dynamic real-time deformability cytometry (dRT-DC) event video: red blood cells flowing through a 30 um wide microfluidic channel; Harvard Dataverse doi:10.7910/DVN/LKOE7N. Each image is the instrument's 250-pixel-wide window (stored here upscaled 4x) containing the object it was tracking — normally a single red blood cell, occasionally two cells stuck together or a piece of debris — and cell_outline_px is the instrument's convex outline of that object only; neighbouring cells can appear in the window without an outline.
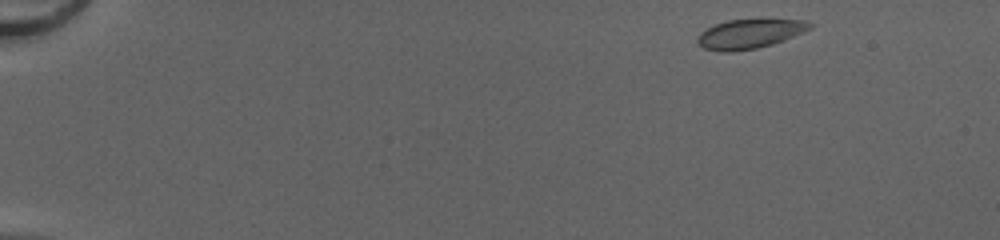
{"species": "common noctule bat (a hibernating species)", "species_latin": "Nyctalus noctula", "temperature_condition": "cold", "stored_images_in_passage": 45, "camera_frame_rate_fps": 3000, "um_per_image_px": 0.085, "animal": {"sex": "female", "body_mass_g": 20.0, "forearm_length_mm": 54.0}, "frame": {"image": 1, "passage_image": 1, "time_ms": 0.0, "image_size_px": [1000, 240], "cell_outline_px": [[812, 28], [804, 32], [772, 44], [756, 48], [728, 52], [720, 52], [704, 48], [696, 40], [700, 32], [716, 24], [728, 20], [808, 20], [812, 24]], "centroid_in_image_um": [63.72, 2.88], "position_along_channel_um": 21.3, "area_um2": 18.9}}
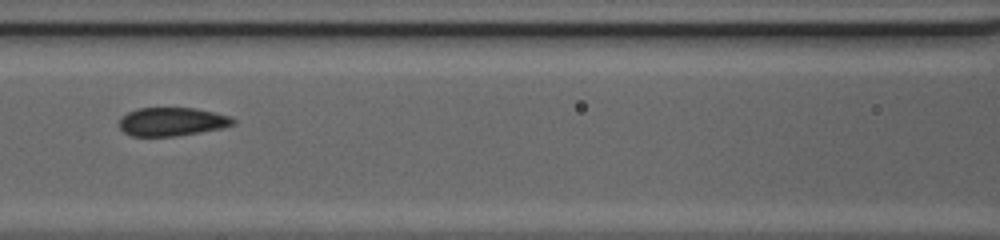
{"frame": {"image": 2, "passage_image": 20, "time_ms": 6.333, "image_size_px": [1000, 240], "cell_outline_px": [[236, 124], [220, 128], [200, 132], [176, 136], [132, 136], [124, 132], [120, 128], [120, 116], [136, 108], [196, 108], [228, 116], [236, 120]], "centroid_in_image_um": [14.59, 10.34], "position_along_channel_um": 152.0, "area_um2": 18.84}}
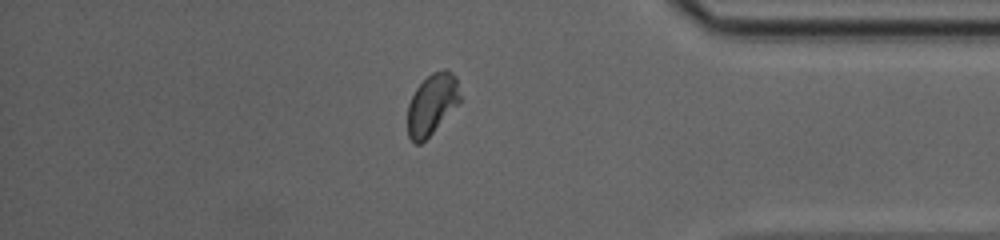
{"frame": {"image": 3, "passage_image": 39, "time_ms": 12.667, "image_size_px": [1000, 240], "cell_outline_px": [[460, 104], [420, 144], [416, 144], [408, 136], [408, 104], [416, 88], [432, 72], [444, 68], [452, 72], [456, 76], [460, 96]], "centroid_in_image_um": [36.74, 8.84], "position_along_channel_um": 398.5, "area_um2": 18.55}, "authors_computed_cell_mechanics": {"area_um2": 19.2474, "velocity_mm_per_s": 4.1963, "shape_relaxation_time_tau1_ms": 3.3623, "shape_relaxation_time_tau2_ms": null, "deformation_change_tau1": 0.0991, "deformation_change_tau2": null}}